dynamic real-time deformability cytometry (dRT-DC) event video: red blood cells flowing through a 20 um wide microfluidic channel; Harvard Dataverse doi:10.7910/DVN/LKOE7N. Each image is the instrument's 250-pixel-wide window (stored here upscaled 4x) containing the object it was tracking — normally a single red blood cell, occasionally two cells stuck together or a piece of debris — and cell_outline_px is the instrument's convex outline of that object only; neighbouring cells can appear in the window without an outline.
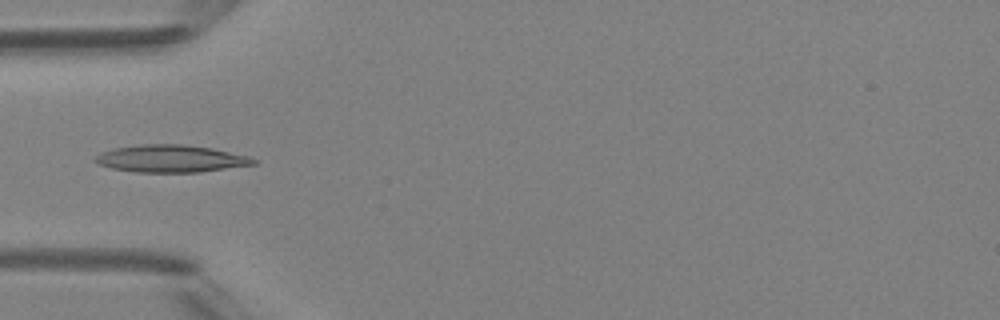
{"species": "Egyptian fruit bat (a non-hibernating species)", "species_latin": "Rousettus aegyptiacus", "temperature_condition": "room temperature", "stored_images_in_passage": 3, "camera_frame_rate_fps": 3000, "um_per_image_px": 0.085, "animal": {"sex": "female"}, "frame": {"image": 1, "passage_image": 3, "time_ms": 3.0, "image_size_px": [1000, 320], "cell_outline_px": [[256, 164], [200, 172], [136, 172], [112, 168], [96, 164], [92, 160], [100, 152], [112, 148], [140, 144], [180, 144], [212, 148], [248, 156], [256, 160]], "centroid_in_image_um": [14.46, 13.48], "position_along_channel_um": 70.5, "area_um2": 25.26}}